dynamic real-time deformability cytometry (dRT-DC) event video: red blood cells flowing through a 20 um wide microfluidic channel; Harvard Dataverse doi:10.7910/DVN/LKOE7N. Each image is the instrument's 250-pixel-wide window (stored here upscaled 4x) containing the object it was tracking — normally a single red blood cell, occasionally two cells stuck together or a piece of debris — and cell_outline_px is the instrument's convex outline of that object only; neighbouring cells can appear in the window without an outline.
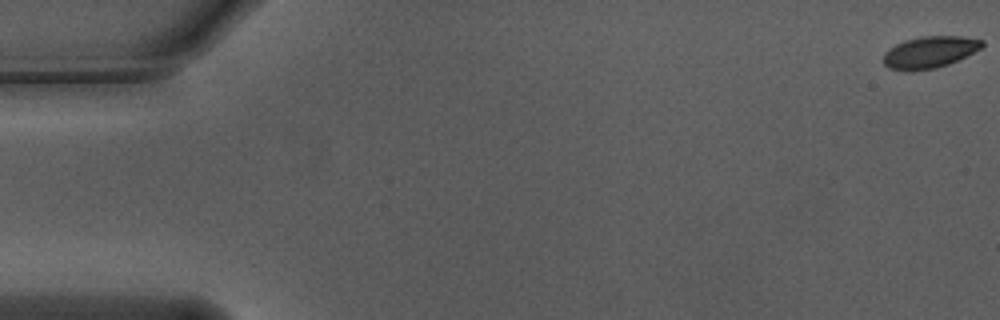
{"species": "Egyptian fruit bat (a non-hibernating species)", "species_latin": "Rousettus aegyptiacus", "temperature_condition": "warm", "stored_images_in_passage": 57, "camera_frame_rate_fps": 3000, "um_per_image_px": 0.085, "animal": {"sex": "male"}, "frame": {"image": 1, "passage_image": 1, "time_ms": 0.0, "image_size_px": [1000, 320], "cell_outline_px": [[984, 44], [980, 48], [948, 64], [936, 68], [912, 72], [908, 72], [888, 68], [880, 60], [884, 52], [888, 48], [904, 40], [920, 36], [960, 36], [984, 40]], "centroid_in_image_um": [78.92, 4.44], "position_along_channel_um": 6.1, "area_um2": 18.5}}
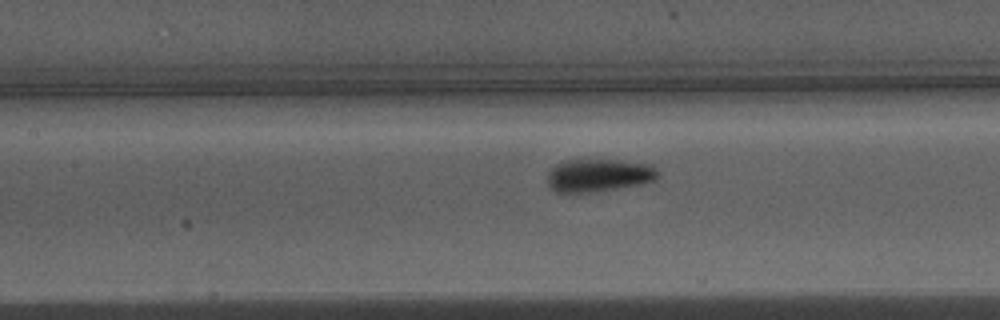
{"frame": {"image": 2, "passage_image": 26, "time_ms": 8.333, "image_size_px": [1000, 320], "cell_outline_px": [[660, 176], [652, 180], [640, 184], [596, 192], [556, 192], [548, 184], [548, 172], [560, 160], [620, 160], [652, 164], [660, 172]], "centroid_in_image_um": [50.91, 14.89], "position_along_channel_um": 156.5, "area_um2": 21.27}}
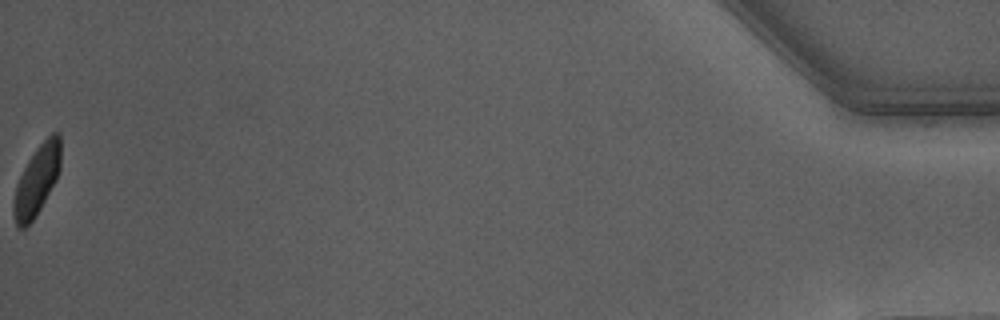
{"frame": {"image": 3, "passage_image": 57, "time_ms": 18.667, "image_size_px": [1000, 320], "cell_outline_px": [[60, 168], [56, 180], [40, 208], [32, 220], [24, 228], [20, 228], [16, 224], [12, 212], [12, 204], [16, 188], [20, 176], [28, 160], [36, 148], [52, 132], [60, 132]], "centroid_in_image_um": [3.13, 15.31], "position_along_channel_um": 432.1, "area_um2": 18.84}, "authors_computed_cell_mechanics": {"area_um2": 20.1144, "velocity_mm_per_s": 3.7023, "shape_relaxation_time_tau1_ms": 2.7306, "shape_relaxation_time_tau2_ms": null, "deformation_change_tau1": 0.1466, "deformation_change_tau2": null}}